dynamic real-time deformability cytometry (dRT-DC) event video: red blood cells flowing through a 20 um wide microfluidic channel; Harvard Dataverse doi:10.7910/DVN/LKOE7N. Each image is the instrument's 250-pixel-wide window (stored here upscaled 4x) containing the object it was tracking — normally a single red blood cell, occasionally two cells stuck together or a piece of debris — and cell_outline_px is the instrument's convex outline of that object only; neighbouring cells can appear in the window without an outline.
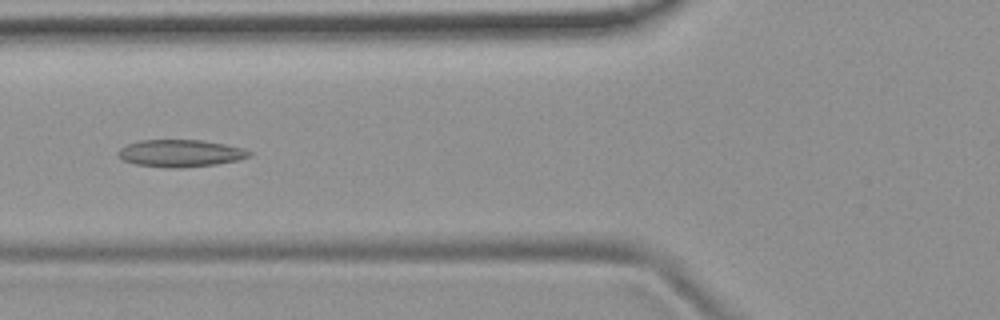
{"species": "common noctule bat (a hibernating species)", "species_latin": "Nyctalus noctula", "temperature_condition": "room temperature", "stored_images_in_passage": 5, "camera_frame_rate_fps": 3000, "um_per_image_px": 0.085, "animal": {"sex": "female", "body_mass_g": 19.9}, "frame": {"image": 1, "passage_image": 5, "time_ms": 4.667, "image_size_px": [1000, 320], "cell_outline_px": [[252, 152], [248, 156], [236, 160], [216, 164], [184, 168], [164, 168], [136, 164], [124, 160], [116, 156], [116, 152], [120, 148], [128, 144], [140, 140], [204, 140], [244, 148]], "centroid_in_image_um": [15.29, 13.03], "position_along_channel_um": 110.5, "area_um2": 20.87}}